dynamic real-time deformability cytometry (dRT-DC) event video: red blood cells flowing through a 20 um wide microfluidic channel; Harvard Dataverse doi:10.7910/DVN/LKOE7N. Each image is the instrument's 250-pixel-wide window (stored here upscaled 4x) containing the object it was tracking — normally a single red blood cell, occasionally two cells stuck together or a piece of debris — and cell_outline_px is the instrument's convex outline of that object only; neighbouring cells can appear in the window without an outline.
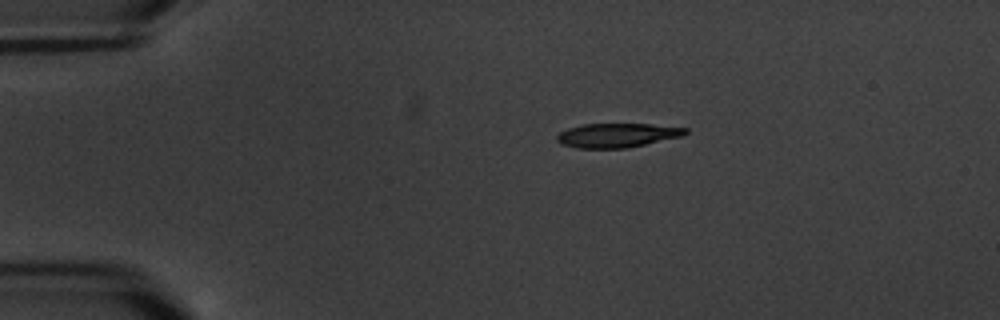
{"species": "common noctule bat (a hibernating species)", "species_latin": "Nyctalus noctula", "temperature_condition": "warm", "stored_images_in_passage": 4, "camera_frame_rate_fps": 3000, "um_per_image_px": 0.085, "animal": {"sex": "male", "body_mass_g": 20.1, "forearm_length_mm": 53.5}, "frame": {"image": 1, "passage_image": 1, "time_ms": 0.0, "image_size_px": [1000, 320], "cell_outline_px": [[688, 132], [684, 136], [624, 148], [576, 148], [560, 144], [556, 140], [556, 136], [560, 132], [568, 128], [584, 124], [652, 124], [688, 128]], "centroid_in_image_um": [52.45, 11.5], "position_along_channel_um": 32.5, "area_um2": 18.09}}